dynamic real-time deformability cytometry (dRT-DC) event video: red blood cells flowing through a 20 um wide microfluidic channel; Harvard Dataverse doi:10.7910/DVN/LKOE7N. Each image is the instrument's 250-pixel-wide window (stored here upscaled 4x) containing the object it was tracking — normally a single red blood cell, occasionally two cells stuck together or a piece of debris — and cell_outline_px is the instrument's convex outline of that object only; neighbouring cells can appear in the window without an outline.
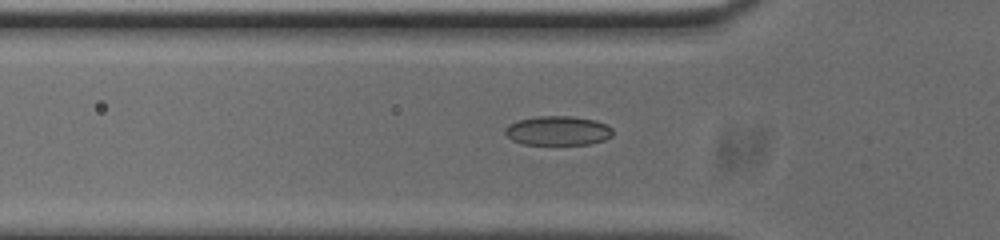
{"species": "common noctule bat (a hibernating species)", "species_latin": "Nyctalus noctula", "temperature_condition": "cold", "stored_images_in_passage": 40, "segment_of_instrument_passage": [1, 2], "camera_frame_rate_fps": 3000, "um_per_image_px": 0.085, "animal": {"sex": "male", "body_mass_g": 20.0, "forearm_length_mm": 53.3}, "frame": {"image": 1, "passage_image": 3, "time_ms": 0.667, "image_size_px": [1000, 240], "cell_outline_px": [[612, 136], [604, 140], [588, 144], [524, 144], [512, 140], [504, 132], [504, 128], [508, 124], [520, 120], [536, 116], [572, 116], [596, 120], [608, 124], [612, 128]], "centroid_in_image_um": [47.43, 11.1], "position_along_channel_um": 78.4, "area_um2": 18.44}}
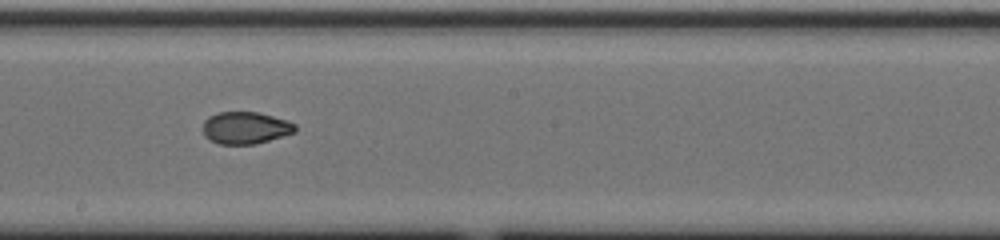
{"frame": {"image": 2, "passage_image": 15, "time_ms": 4.667, "image_size_px": [1000, 240], "cell_outline_px": [[296, 132], [256, 144], [220, 144], [208, 140], [204, 136], [204, 120], [208, 116], [216, 112], [256, 112], [288, 120], [296, 124]], "centroid_in_image_um": [20.86, 10.87], "position_along_channel_um": 227.3, "area_um2": 17.4}}
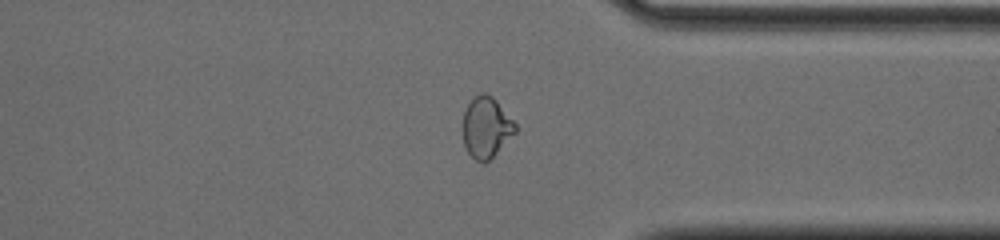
{"frame": {"image": 3, "passage_image": 27, "time_ms": 8.667, "image_size_px": [1000, 240], "cell_outline_px": [[516, 132], [488, 160], [476, 160], [468, 152], [464, 144], [464, 112], [468, 104], [480, 92], [484, 92], [492, 96], [496, 100], [516, 124]], "centroid_in_image_um": [41.34, 10.78], "position_along_channel_um": 370.1, "area_um2": 17.98}}